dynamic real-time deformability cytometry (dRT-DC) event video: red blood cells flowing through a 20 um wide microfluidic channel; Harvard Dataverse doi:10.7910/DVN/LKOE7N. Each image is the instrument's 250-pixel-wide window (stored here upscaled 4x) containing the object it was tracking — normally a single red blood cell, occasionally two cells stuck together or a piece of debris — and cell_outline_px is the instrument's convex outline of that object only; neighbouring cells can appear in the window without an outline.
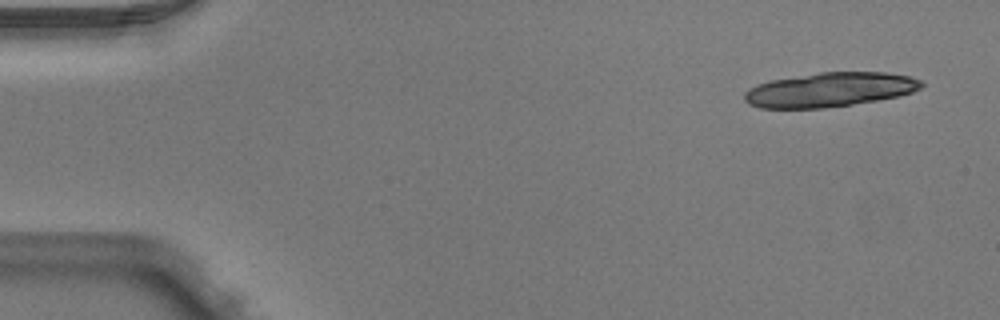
{"species": "Egyptian fruit bat (a non-hibernating species)", "species_latin": "Rousettus aegyptiacus", "temperature_condition": "warm", "stored_images_in_passage": 4, "camera_frame_rate_fps": 3000, "um_per_image_px": 0.085, "animal": {"sex": "male"}, "frame": {"image": 1, "passage_image": 1, "time_ms": 0.0, "image_size_px": [1000, 320], "cell_outline_px": [[924, 84], [920, 88], [912, 92], [900, 96], [852, 104], [820, 108], [760, 108], [748, 104], [744, 100], [744, 92], [748, 88], [756, 84], [772, 80], [820, 72], [884, 72], [908, 76], [920, 80]], "centroid_in_image_um": [70.5, 7.62], "position_along_channel_um": 14.5, "area_um2": 35.32}}